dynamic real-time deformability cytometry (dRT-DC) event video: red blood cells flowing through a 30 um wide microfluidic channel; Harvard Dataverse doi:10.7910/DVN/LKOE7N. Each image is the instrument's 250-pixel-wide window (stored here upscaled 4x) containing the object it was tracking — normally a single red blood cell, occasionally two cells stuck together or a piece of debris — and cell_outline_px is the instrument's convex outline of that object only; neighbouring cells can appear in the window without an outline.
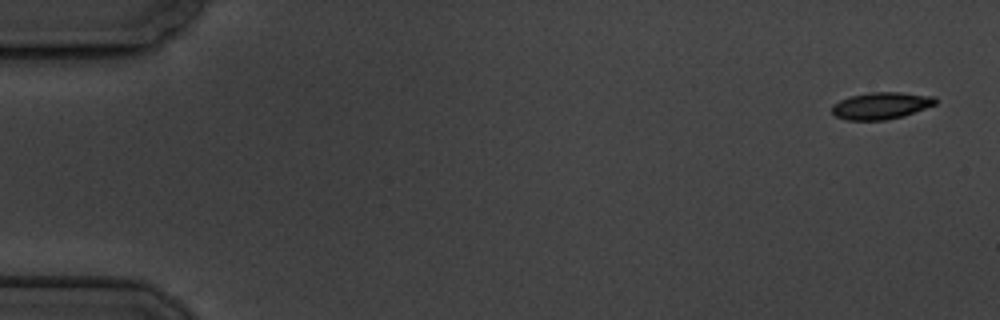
{"species": "common noctule bat (a hibernating species)", "species_latin": "Nyctalus noctula", "temperature_condition": "cold", "stored_images_in_passage": 6, "camera_frame_rate_fps": 3000, "um_per_image_px": 0.085, "animal": {"sex": "male", "body_mass_g": 19.5, "forearm_length_mm": 54.6}, "frame": {"image": 1, "passage_image": 1, "time_ms": 0.0, "image_size_px": [1000, 320], "cell_outline_px": [[936, 104], [904, 116], [884, 120], [848, 120], [836, 116], [832, 112], [832, 104], [848, 96], [868, 92], [900, 92], [936, 96]], "centroid_in_image_um": [74.89, 8.97], "position_along_channel_um": 10.1, "area_um2": 16.36}}
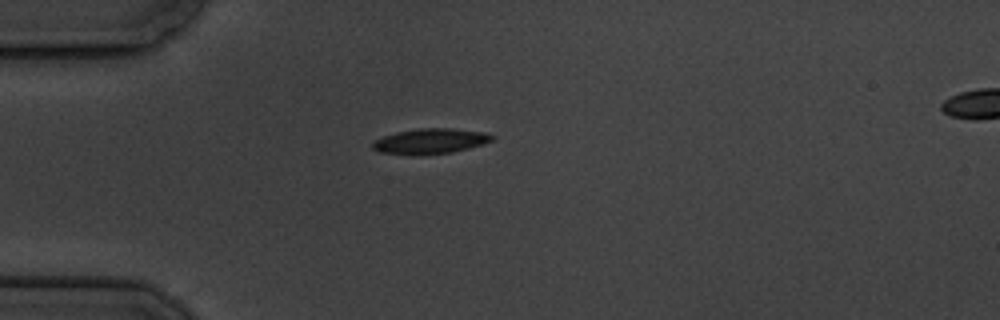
{"frame": {"image": 2, "passage_image": 5, "time_ms": 4.667, "image_size_px": [1000, 320], "cell_outline_px": [[496, 136], [492, 140], [484, 144], [452, 152], [412, 156], [380, 152], [372, 148], [372, 140], [396, 132], [420, 128], [452, 128], [484, 132]], "centroid_in_image_um": [36.55, 12.0], "position_along_channel_um": 48.4, "area_um2": 17.8}}